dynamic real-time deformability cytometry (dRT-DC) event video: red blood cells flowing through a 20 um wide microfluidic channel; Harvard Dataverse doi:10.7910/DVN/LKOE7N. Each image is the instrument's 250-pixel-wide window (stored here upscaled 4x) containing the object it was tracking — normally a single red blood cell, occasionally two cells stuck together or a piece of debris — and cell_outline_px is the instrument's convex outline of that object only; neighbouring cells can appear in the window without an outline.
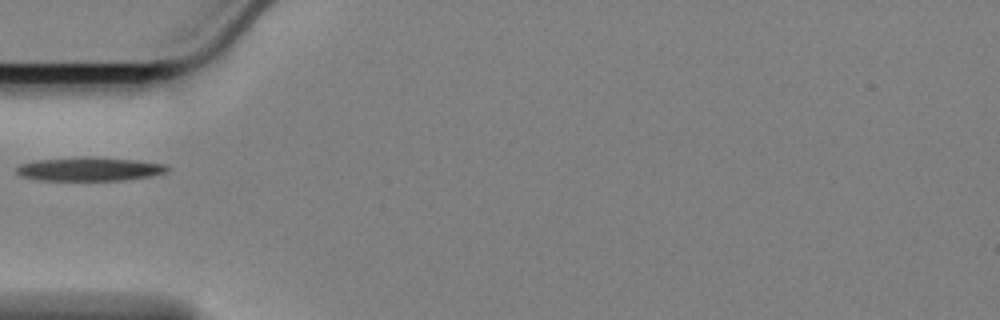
{"species": "Egyptian fruit bat (a non-hibernating species)", "species_latin": "Rousettus aegyptiacus", "temperature_condition": "cold", "stored_images_in_passage": 41, "camera_frame_rate_fps": 3000, "um_per_image_px": 0.085, "animal": {"sex": "female"}, "frame": {"image": 1, "passage_image": 1, "time_ms": 0.0, "image_size_px": [1000, 320], "cell_outline_px": [[172, 168], [168, 172], [152, 176], [120, 180], [40, 180], [20, 176], [16, 172], [16, 168], [20, 164], [32, 160], [136, 160], [168, 164]], "centroid_in_image_um": [7.67, 14.42], "position_along_channel_um": 77.3, "area_um2": 19.65}}
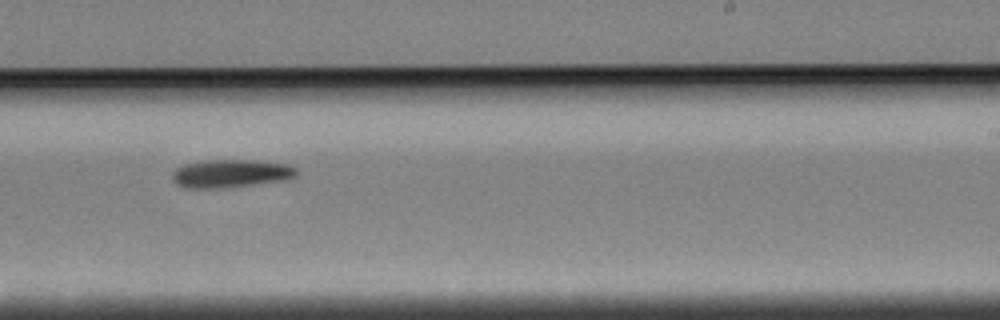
{"frame": {"image": 2, "passage_image": 18, "time_ms": 5.667, "image_size_px": [1000, 320], "cell_outline_px": [[296, 176], [288, 180], [224, 188], [184, 188], [176, 184], [172, 180], [172, 172], [176, 168], [184, 164], [204, 160], [256, 160], [288, 164], [296, 168]], "centroid_in_image_um": [19.61, 14.75], "position_along_channel_um": 269.4, "area_um2": 20.63}}
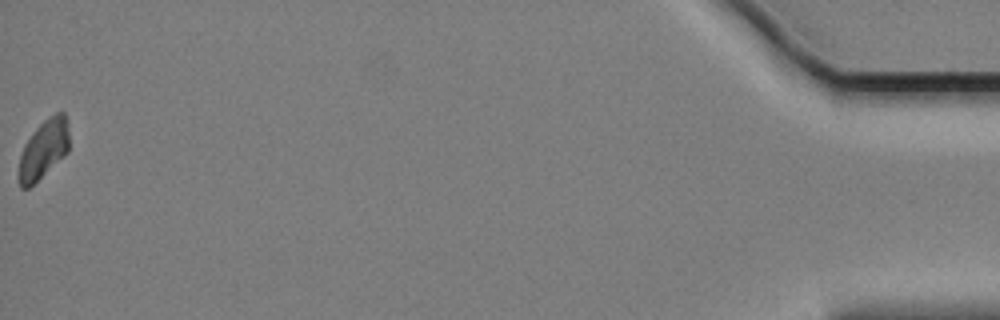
{"frame": {"image": 3, "passage_image": 41, "time_ms": 13.333, "image_size_px": [1000, 320], "cell_outline_px": [[68, 152], [28, 188], [20, 188], [16, 176], [20, 156], [24, 144], [36, 128], [48, 116], [56, 112], [64, 112], [68, 120]], "centroid_in_image_um": [3.68, 12.68], "position_along_channel_um": 431.5, "area_um2": 17.34}}